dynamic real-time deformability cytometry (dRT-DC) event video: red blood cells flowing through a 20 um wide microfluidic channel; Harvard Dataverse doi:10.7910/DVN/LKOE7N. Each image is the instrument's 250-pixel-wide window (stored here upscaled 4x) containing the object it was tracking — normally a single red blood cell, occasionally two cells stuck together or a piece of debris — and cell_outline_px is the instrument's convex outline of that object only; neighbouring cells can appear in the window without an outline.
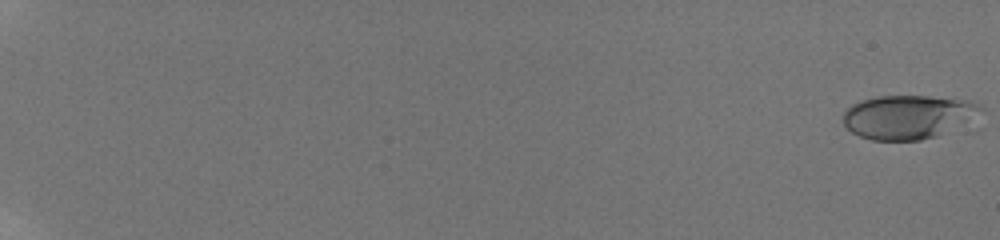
{"species": "human", "species_latin": "Homo sapiens", "temperature_condition": "room temperature", "stored_images_in_passage": 58, "camera_frame_rate_fps": 3000, "um_per_image_px": 0.085, "donor": {"sex": "male"}, "frame": {"image": 1, "passage_image": 1, "time_ms": 0.0, "image_size_px": [1000, 240], "cell_outline_px": [[984, 108], [964, 120], [936, 136], [920, 140], [872, 140], [860, 136], [852, 132], [844, 124], [844, 112], [852, 104], [860, 100], [876, 96], [928, 96], [968, 100], [980, 104]], "centroid_in_image_um": [77.07, 9.91], "position_along_channel_um": 7.9, "area_um2": 34.22}}
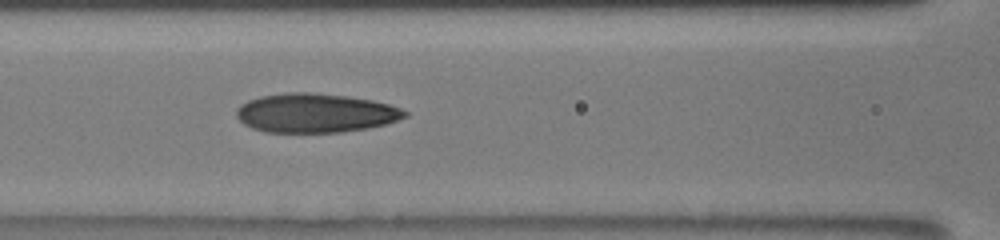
{"frame": {"image": 2, "passage_image": 31, "time_ms": 10.0, "image_size_px": [1000, 240], "cell_outline_px": [[408, 116], [384, 124], [368, 128], [340, 132], [264, 132], [252, 128], [244, 124], [236, 116], [236, 108], [240, 104], [248, 100], [260, 96], [288, 92], [308, 92], [348, 96], [372, 100], [388, 104], [400, 108], [408, 112]], "centroid_in_image_um": [26.78, 9.6], "position_along_channel_um": 139.8, "area_um2": 38.38}}
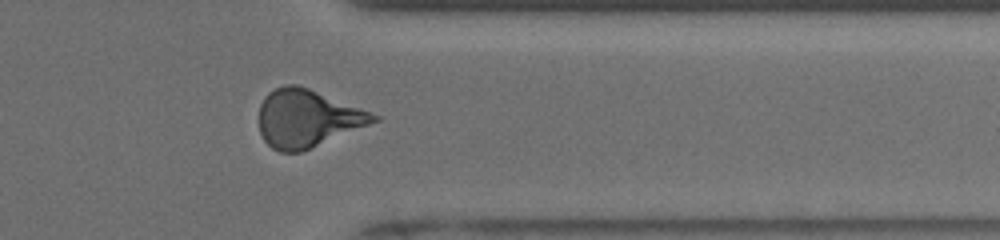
{"frame": {"image": 3, "passage_image": 50, "time_ms": 16.333, "image_size_px": [1000, 240], "cell_outline_px": [[380, 120], [300, 152], [280, 152], [272, 148], [264, 140], [260, 132], [260, 104], [264, 96], [268, 92], [284, 84], [296, 84], [308, 88], [380, 116]], "centroid_in_image_um": [26.09, 10.06], "position_along_channel_um": 385.3, "area_um2": 37.92}, "authors_computed_cell_mechanics": {"area_um2": 36.6741, "velocity_mm_per_s": 3.8941, "shape_relaxation_time_tau1_ms": 5.9882, "shape_relaxation_time_tau2_ms": 1.5703, "deformation_change_tau1": 0.1856, "deformation_change_tau2": 0.0904}}